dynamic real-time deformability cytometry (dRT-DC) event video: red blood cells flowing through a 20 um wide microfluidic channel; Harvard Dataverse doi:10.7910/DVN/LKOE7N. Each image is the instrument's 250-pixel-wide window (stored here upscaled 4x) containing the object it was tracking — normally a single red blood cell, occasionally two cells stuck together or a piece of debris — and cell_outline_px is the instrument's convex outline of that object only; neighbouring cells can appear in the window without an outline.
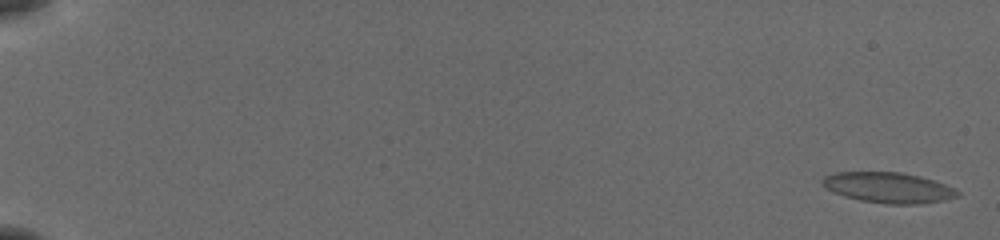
{"species": "common noctule bat (a hibernating species)", "species_latin": "Nyctalus noctula", "temperature_condition": "cold", "stored_images_in_passage": 54, "camera_frame_rate_fps": 3000, "um_per_image_px": 0.085, "animal": {"sex": "female", "body_mass_g": 19.5, "forearm_length_mm": 54.1}, "frame": {"image": 1, "passage_image": 1, "time_ms": 0.0, "image_size_px": [1000, 240], "cell_outline_px": [[960, 196], [944, 200], [916, 204], [888, 204], [860, 200], [832, 192], [824, 188], [820, 184], [820, 180], [824, 176], [836, 172], [900, 172], [920, 176], [944, 184], [960, 192]], "centroid_in_image_um": [75.46, 15.94], "position_along_channel_um": 9.5, "area_um2": 24.04}}
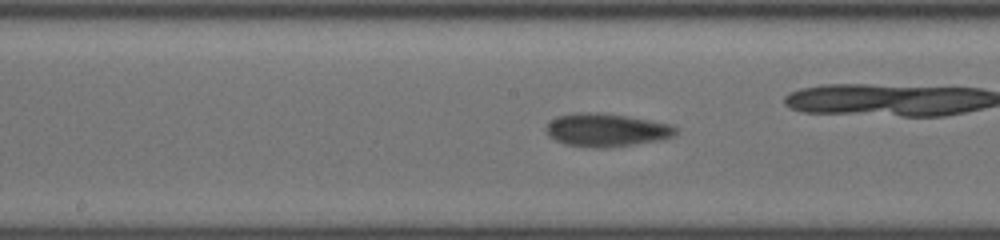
{"frame": {"image": 2, "passage_image": 31, "time_ms": 10.0, "image_size_px": [1000, 240], "cell_outline_px": [[676, 136], [660, 140], [608, 148], [592, 148], [564, 144], [548, 136], [548, 124], [556, 116], [576, 112], [588, 112], [624, 116], [668, 124], [676, 128]], "centroid_in_image_um": [51.52, 11.07], "position_along_channel_um": 196.7, "area_um2": 24.68}}